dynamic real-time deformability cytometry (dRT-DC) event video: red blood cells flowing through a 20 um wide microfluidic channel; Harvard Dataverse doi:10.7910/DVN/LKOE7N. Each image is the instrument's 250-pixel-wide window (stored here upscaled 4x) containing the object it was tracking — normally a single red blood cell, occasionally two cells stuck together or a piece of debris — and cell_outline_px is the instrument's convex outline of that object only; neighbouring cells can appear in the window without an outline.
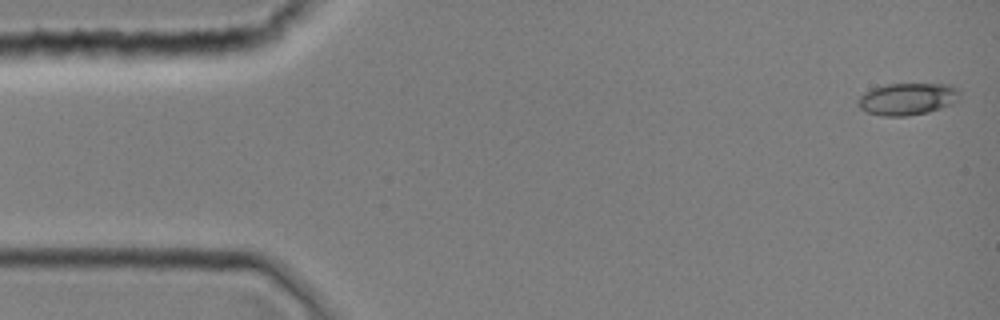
{"species": "common noctule bat (a hibernating species)", "species_latin": "Nyctalus noctula", "temperature_condition": "room temperature", "stored_images_in_passage": 5, "camera_frame_rate_fps": 3000, "um_per_image_px": 0.085, "animal": {"sex": "female", "body_mass_g": 19.0, "forearm_length_mm": 51.5}, "frame": {"image": 1, "passage_image": 1, "time_ms": 0.0, "image_size_px": [1000, 320], "cell_outline_px": [[960, 100], [952, 104], [928, 112], [908, 116], [884, 116], [868, 112], [860, 108], [856, 104], [856, 100], [864, 92], [872, 88], [888, 84], [948, 84], [956, 88], [960, 92]], "centroid_in_image_um": [77.13, 8.41], "position_along_channel_um": 7.9, "area_um2": 19.13}}